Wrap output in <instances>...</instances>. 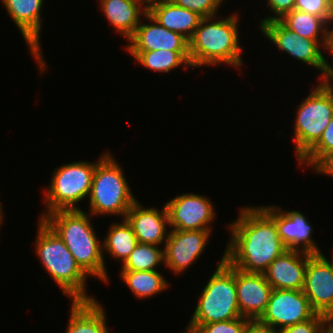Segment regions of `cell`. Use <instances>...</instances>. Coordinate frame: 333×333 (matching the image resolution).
<instances>
[{
    "mask_svg": "<svg viewBox=\"0 0 333 333\" xmlns=\"http://www.w3.org/2000/svg\"><path fill=\"white\" fill-rule=\"evenodd\" d=\"M230 240L223 259L249 273H264L271 262L287 249L275 221L260 207H241L237 219L227 225Z\"/></svg>",
    "mask_w": 333,
    "mask_h": 333,
    "instance_id": "6da1fadb",
    "label": "cell"
},
{
    "mask_svg": "<svg viewBox=\"0 0 333 333\" xmlns=\"http://www.w3.org/2000/svg\"><path fill=\"white\" fill-rule=\"evenodd\" d=\"M89 215V216H88ZM90 213L82 209L57 210L43 220L59 235L76 263L90 277L109 281L103 244L96 235Z\"/></svg>",
    "mask_w": 333,
    "mask_h": 333,
    "instance_id": "7a4b0ae2",
    "label": "cell"
},
{
    "mask_svg": "<svg viewBox=\"0 0 333 333\" xmlns=\"http://www.w3.org/2000/svg\"><path fill=\"white\" fill-rule=\"evenodd\" d=\"M238 13L219 19L218 15L202 18L189 40L191 68L229 65L240 70L243 67L239 39ZM217 17V18H216Z\"/></svg>",
    "mask_w": 333,
    "mask_h": 333,
    "instance_id": "3957f363",
    "label": "cell"
},
{
    "mask_svg": "<svg viewBox=\"0 0 333 333\" xmlns=\"http://www.w3.org/2000/svg\"><path fill=\"white\" fill-rule=\"evenodd\" d=\"M37 231L34 251L62 294L72 301L96 299L87 295L88 275L76 263L59 235L43 219H39Z\"/></svg>",
    "mask_w": 333,
    "mask_h": 333,
    "instance_id": "277c9868",
    "label": "cell"
},
{
    "mask_svg": "<svg viewBox=\"0 0 333 333\" xmlns=\"http://www.w3.org/2000/svg\"><path fill=\"white\" fill-rule=\"evenodd\" d=\"M197 302L185 333H194L203 324L242 317L237 302L236 268L229 265L223 256Z\"/></svg>",
    "mask_w": 333,
    "mask_h": 333,
    "instance_id": "5b68a950",
    "label": "cell"
},
{
    "mask_svg": "<svg viewBox=\"0 0 333 333\" xmlns=\"http://www.w3.org/2000/svg\"><path fill=\"white\" fill-rule=\"evenodd\" d=\"M108 152L97 164L92 177L89 210L94 216H125L137 198L131 191L123 168Z\"/></svg>",
    "mask_w": 333,
    "mask_h": 333,
    "instance_id": "8992f818",
    "label": "cell"
},
{
    "mask_svg": "<svg viewBox=\"0 0 333 333\" xmlns=\"http://www.w3.org/2000/svg\"><path fill=\"white\" fill-rule=\"evenodd\" d=\"M104 152L95 162L77 161L62 164L54 170L50 185L44 190L45 212L39 216L43 219L47 214L57 210L81 209L78 203L89 198L92 177L96 164L107 154Z\"/></svg>",
    "mask_w": 333,
    "mask_h": 333,
    "instance_id": "52a82bcc",
    "label": "cell"
},
{
    "mask_svg": "<svg viewBox=\"0 0 333 333\" xmlns=\"http://www.w3.org/2000/svg\"><path fill=\"white\" fill-rule=\"evenodd\" d=\"M296 108L293 141L299 161L319 141L333 117V89L320 81Z\"/></svg>",
    "mask_w": 333,
    "mask_h": 333,
    "instance_id": "ba28073f",
    "label": "cell"
},
{
    "mask_svg": "<svg viewBox=\"0 0 333 333\" xmlns=\"http://www.w3.org/2000/svg\"><path fill=\"white\" fill-rule=\"evenodd\" d=\"M264 37L277 46L278 51L292 56L296 60L310 65L321 73L319 81L325 76L327 61L323 52L327 51L331 41H315L300 37L285 27L279 20H271L259 27ZM324 49V50H322Z\"/></svg>",
    "mask_w": 333,
    "mask_h": 333,
    "instance_id": "9c48e42d",
    "label": "cell"
},
{
    "mask_svg": "<svg viewBox=\"0 0 333 333\" xmlns=\"http://www.w3.org/2000/svg\"><path fill=\"white\" fill-rule=\"evenodd\" d=\"M316 314L303 290L273 289L267 308L258 321L278 332L312 319Z\"/></svg>",
    "mask_w": 333,
    "mask_h": 333,
    "instance_id": "30bf717a",
    "label": "cell"
},
{
    "mask_svg": "<svg viewBox=\"0 0 333 333\" xmlns=\"http://www.w3.org/2000/svg\"><path fill=\"white\" fill-rule=\"evenodd\" d=\"M169 228L174 230H211L216 210L210 197L195 193L177 195L165 203Z\"/></svg>",
    "mask_w": 333,
    "mask_h": 333,
    "instance_id": "8fae6325",
    "label": "cell"
},
{
    "mask_svg": "<svg viewBox=\"0 0 333 333\" xmlns=\"http://www.w3.org/2000/svg\"><path fill=\"white\" fill-rule=\"evenodd\" d=\"M303 293L317 314L333 317V250L331 260L323 253L309 254Z\"/></svg>",
    "mask_w": 333,
    "mask_h": 333,
    "instance_id": "7c38bea8",
    "label": "cell"
},
{
    "mask_svg": "<svg viewBox=\"0 0 333 333\" xmlns=\"http://www.w3.org/2000/svg\"><path fill=\"white\" fill-rule=\"evenodd\" d=\"M13 23L20 30L30 54L37 61L40 72L47 70L46 61L41 48V28L43 17L41 9L44 0H0Z\"/></svg>",
    "mask_w": 333,
    "mask_h": 333,
    "instance_id": "4fadbf2b",
    "label": "cell"
},
{
    "mask_svg": "<svg viewBox=\"0 0 333 333\" xmlns=\"http://www.w3.org/2000/svg\"><path fill=\"white\" fill-rule=\"evenodd\" d=\"M211 230H169L168 239L163 247L164 267L174 274H182L205 251Z\"/></svg>",
    "mask_w": 333,
    "mask_h": 333,
    "instance_id": "5bb4252c",
    "label": "cell"
},
{
    "mask_svg": "<svg viewBox=\"0 0 333 333\" xmlns=\"http://www.w3.org/2000/svg\"><path fill=\"white\" fill-rule=\"evenodd\" d=\"M276 223L280 239L289 250L308 254H321L318 244L312 239V225L303 212L285 211L277 205H259Z\"/></svg>",
    "mask_w": 333,
    "mask_h": 333,
    "instance_id": "9a60e30c",
    "label": "cell"
},
{
    "mask_svg": "<svg viewBox=\"0 0 333 333\" xmlns=\"http://www.w3.org/2000/svg\"><path fill=\"white\" fill-rule=\"evenodd\" d=\"M145 19V20H144ZM147 22H144L143 21ZM134 34L127 40V51H189V41L181 34L161 26L148 12Z\"/></svg>",
    "mask_w": 333,
    "mask_h": 333,
    "instance_id": "2e32d148",
    "label": "cell"
},
{
    "mask_svg": "<svg viewBox=\"0 0 333 333\" xmlns=\"http://www.w3.org/2000/svg\"><path fill=\"white\" fill-rule=\"evenodd\" d=\"M237 302L242 317L256 321L264 314L273 288L262 273L236 268Z\"/></svg>",
    "mask_w": 333,
    "mask_h": 333,
    "instance_id": "e0dca14e",
    "label": "cell"
},
{
    "mask_svg": "<svg viewBox=\"0 0 333 333\" xmlns=\"http://www.w3.org/2000/svg\"><path fill=\"white\" fill-rule=\"evenodd\" d=\"M138 200L131 206L125 219L131 225L138 242L160 246L166 243L169 218L166 205L162 210L145 208Z\"/></svg>",
    "mask_w": 333,
    "mask_h": 333,
    "instance_id": "ac0fdd59",
    "label": "cell"
},
{
    "mask_svg": "<svg viewBox=\"0 0 333 333\" xmlns=\"http://www.w3.org/2000/svg\"><path fill=\"white\" fill-rule=\"evenodd\" d=\"M309 254L286 250L263 273L273 289L303 290Z\"/></svg>",
    "mask_w": 333,
    "mask_h": 333,
    "instance_id": "d6986e66",
    "label": "cell"
},
{
    "mask_svg": "<svg viewBox=\"0 0 333 333\" xmlns=\"http://www.w3.org/2000/svg\"><path fill=\"white\" fill-rule=\"evenodd\" d=\"M100 10L117 34L128 40L148 9L137 0H99Z\"/></svg>",
    "mask_w": 333,
    "mask_h": 333,
    "instance_id": "ffe728a7",
    "label": "cell"
},
{
    "mask_svg": "<svg viewBox=\"0 0 333 333\" xmlns=\"http://www.w3.org/2000/svg\"><path fill=\"white\" fill-rule=\"evenodd\" d=\"M148 13L166 29L179 33L188 41L193 36L202 17L197 13L176 5L171 0H163L151 5Z\"/></svg>",
    "mask_w": 333,
    "mask_h": 333,
    "instance_id": "44dd1931",
    "label": "cell"
},
{
    "mask_svg": "<svg viewBox=\"0 0 333 333\" xmlns=\"http://www.w3.org/2000/svg\"><path fill=\"white\" fill-rule=\"evenodd\" d=\"M69 322L64 333H109L106 310L94 300H71Z\"/></svg>",
    "mask_w": 333,
    "mask_h": 333,
    "instance_id": "7402d4cb",
    "label": "cell"
},
{
    "mask_svg": "<svg viewBox=\"0 0 333 333\" xmlns=\"http://www.w3.org/2000/svg\"><path fill=\"white\" fill-rule=\"evenodd\" d=\"M279 21L302 38L331 41L333 36V29L323 18L296 9L284 14Z\"/></svg>",
    "mask_w": 333,
    "mask_h": 333,
    "instance_id": "603a6c76",
    "label": "cell"
},
{
    "mask_svg": "<svg viewBox=\"0 0 333 333\" xmlns=\"http://www.w3.org/2000/svg\"><path fill=\"white\" fill-rule=\"evenodd\" d=\"M128 53L151 72L169 74L170 71L183 66L184 70L190 65L189 51L153 50V51H128Z\"/></svg>",
    "mask_w": 333,
    "mask_h": 333,
    "instance_id": "cb8c5ba5",
    "label": "cell"
},
{
    "mask_svg": "<svg viewBox=\"0 0 333 333\" xmlns=\"http://www.w3.org/2000/svg\"><path fill=\"white\" fill-rule=\"evenodd\" d=\"M120 279L131 290L132 294L139 299H149L167 290L170 286L168 281L157 270L131 271L121 270Z\"/></svg>",
    "mask_w": 333,
    "mask_h": 333,
    "instance_id": "d4e9b609",
    "label": "cell"
},
{
    "mask_svg": "<svg viewBox=\"0 0 333 333\" xmlns=\"http://www.w3.org/2000/svg\"><path fill=\"white\" fill-rule=\"evenodd\" d=\"M138 243L137 237L131 225L126 219L113 222L104 238L103 253L107 252L111 258L121 261L123 264Z\"/></svg>",
    "mask_w": 333,
    "mask_h": 333,
    "instance_id": "484cf974",
    "label": "cell"
},
{
    "mask_svg": "<svg viewBox=\"0 0 333 333\" xmlns=\"http://www.w3.org/2000/svg\"><path fill=\"white\" fill-rule=\"evenodd\" d=\"M164 264L163 249L157 245L138 242L126 261L122 264L121 270L131 271H152L158 270Z\"/></svg>",
    "mask_w": 333,
    "mask_h": 333,
    "instance_id": "4316f807",
    "label": "cell"
},
{
    "mask_svg": "<svg viewBox=\"0 0 333 333\" xmlns=\"http://www.w3.org/2000/svg\"><path fill=\"white\" fill-rule=\"evenodd\" d=\"M333 154V117L324 129L319 141L298 161V167L305 166L315 172Z\"/></svg>",
    "mask_w": 333,
    "mask_h": 333,
    "instance_id": "83f0119b",
    "label": "cell"
},
{
    "mask_svg": "<svg viewBox=\"0 0 333 333\" xmlns=\"http://www.w3.org/2000/svg\"><path fill=\"white\" fill-rule=\"evenodd\" d=\"M250 321L247 318L239 317L227 321L203 324L194 333H244Z\"/></svg>",
    "mask_w": 333,
    "mask_h": 333,
    "instance_id": "f1b7e54d",
    "label": "cell"
},
{
    "mask_svg": "<svg viewBox=\"0 0 333 333\" xmlns=\"http://www.w3.org/2000/svg\"><path fill=\"white\" fill-rule=\"evenodd\" d=\"M178 6L200 15L202 18L217 16L223 0H171ZM225 2V0H224Z\"/></svg>",
    "mask_w": 333,
    "mask_h": 333,
    "instance_id": "f546056e",
    "label": "cell"
},
{
    "mask_svg": "<svg viewBox=\"0 0 333 333\" xmlns=\"http://www.w3.org/2000/svg\"><path fill=\"white\" fill-rule=\"evenodd\" d=\"M294 9L317 15L323 18L330 26L333 23L330 0H295Z\"/></svg>",
    "mask_w": 333,
    "mask_h": 333,
    "instance_id": "4dcf8cb0",
    "label": "cell"
},
{
    "mask_svg": "<svg viewBox=\"0 0 333 333\" xmlns=\"http://www.w3.org/2000/svg\"><path fill=\"white\" fill-rule=\"evenodd\" d=\"M329 323V318L316 314L312 319L285 327L278 333H326Z\"/></svg>",
    "mask_w": 333,
    "mask_h": 333,
    "instance_id": "1f68e13d",
    "label": "cell"
},
{
    "mask_svg": "<svg viewBox=\"0 0 333 333\" xmlns=\"http://www.w3.org/2000/svg\"><path fill=\"white\" fill-rule=\"evenodd\" d=\"M268 7H270L273 15L267 16L262 19L259 23V27L271 20H279L284 14L294 10L295 0H266Z\"/></svg>",
    "mask_w": 333,
    "mask_h": 333,
    "instance_id": "d6a6232c",
    "label": "cell"
},
{
    "mask_svg": "<svg viewBox=\"0 0 333 333\" xmlns=\"http://www.w3.org/2000/svg\"><path fill=\"white\" fill-rule=\"evenodd\" d=\"M244 333H278V332L264 324H261L258 320H256V321H250L247 324Z\"/></svg>",
    "mask_w": 333,
    "mask_h": 333,
    "instance_id": "836d02e7",
    "label": "cell"
},
{
    "mask_svg": "<svg viewBox=\"0 0 333 333\" xmlns=\"http://www.w3.org/2000/svg\"><path fill=\"white\" fill-rule=\"evenodd\" d=\"M327 52L330 53V55L333 58V36H332L331 42H330V44L328 46ZM321 81L326 86H328L331 89H333V65H331L329 63V61H327V68H326L325 76L322 78Z\"/></svg>",
    "mask_w": 333,
    "mask_h": 333,
    "instance_id": "e575fe53",
    "label": "cell"
},
{
    "mask_svg": "<svg viewBox=\"0 0 333 333\" xmlns=\"http://www.w3.org/2000/svg\"><path fill=\"white\" fill-rule=\"evenodd\" d=\"M315 172L333 177V154Z\"/></svg>",
    "mask_w": 333,
    "mask_h": 333,
    "instance_id": "d590c367",
    "label": "cell"
},
{
    "mask_svg": "<svg viewBox=\"0 0 333 333\" xmlns=\"http://www.w3.org/2000/svg\"><path fill=\"white\" fill-rule=\"evenodd\" d=\"M137 1L141 2L148 9L151 5L163 0H137Z\"/></svg>",
    "mask_w": 333,
    "mask_h": 333,
    "instance_id": "8d00e7d4",
    "label": "cell"
},
{
    "mask_svg": "<svg viewBox=\"0 0 333 333\" xmlns=\"http://www.w3.org/2000/svg\"><path fill=\"white\" fill-rule=\"evenodd\" d=\"M1 202V201H0ZM3 206L1 205L0 203V227H1V224L3 222V218H4V214H3Z\"/></svg>",
    "mask_w": 333,
    "mask_h": 333,
    "instance_id": "74e56055",
    "label": "cell"
},
{
    "mask_svg": "<svg viewBox=\"0 0 333 333\" xmlns=\"http://www.w3.org/2000/svg\"><path fill=\"white\" fill-rule=\"evenodd\" d=\"M326 333H333V325L331 323H329Z\"/></svg>",
    "mask_w": 333,
    "mask_h": 333,
    "instance_id": "f35d334b",
    "label": "cell"
},
{
    "mask_svg": "<svg viewBox=\"0 0 333 333\" xmlns=\"http://www.w3.org/2000/svg\"><path fill=\"white\" fill-rule=\"evenodd\" d=\"M330 7H331L332 15H333V0H330Z\"/></svg>",
    "mask_w": 333,
    "mask_h": 333,
    "instance_id": "ab89813d",
    "label": "cell"
},
{
    "mask_svg": "<svg viewBox=\"0 0 333 333\" xmlns=\"http://www.w3.org/2000/svg\"><path fill=\"white\" fill-rule=\"evenodd\" d=\"M330 323L333 325V317L330 319Z\"/></svg>",
    "mask_w": 333,
    "mask_h": 333,
    "instance_id": "60d3db41",
    "label": "cell"
}]
</instances>
